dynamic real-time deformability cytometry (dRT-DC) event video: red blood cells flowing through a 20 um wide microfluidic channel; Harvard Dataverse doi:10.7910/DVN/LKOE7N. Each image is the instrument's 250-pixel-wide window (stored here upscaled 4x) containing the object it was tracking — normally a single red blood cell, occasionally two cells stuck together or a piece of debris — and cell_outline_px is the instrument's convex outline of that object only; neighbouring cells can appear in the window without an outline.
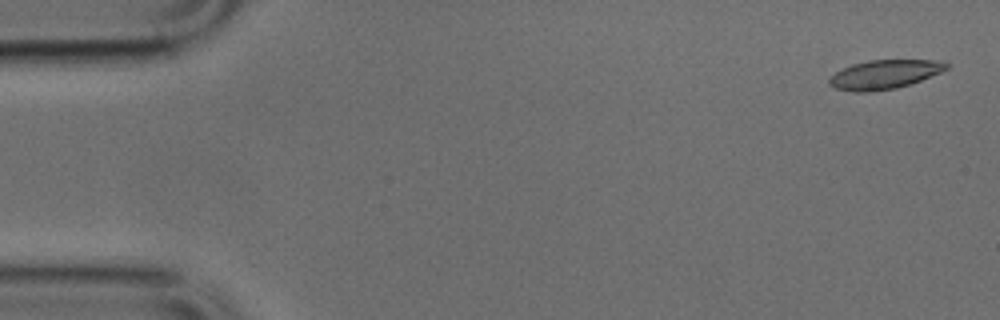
{"species": "common noctule bat (a hibernating species)", "species_latin": "Nyctalus noctula", "temperature_condition": "cold", "stored_images_in_passage": 15, "camera_frame_rate_fps": 3000, "um_per_image_px": 0.085, "animal": {"sex": "male", "body_mass_g": 17.9, "forearm_length_mm": 54.2}, "frame": {"image": 1, "passage_image": 2, "time_ms": 0.333, "image_size_px": [1000, 320], "cell_outline_px": [[948, 68], [940, 72], [920, 80], [896, 88], [872, 92], [856, 92], [836, 88], [828, 84], [828, 80], [836, 72], [852, 64], [868, 60], [944, 60], [948, 64]], "centroid_in_image_um": [75.18, 6.32], "position_along_channel_um": 9.8, "area_um2": 19.65}}
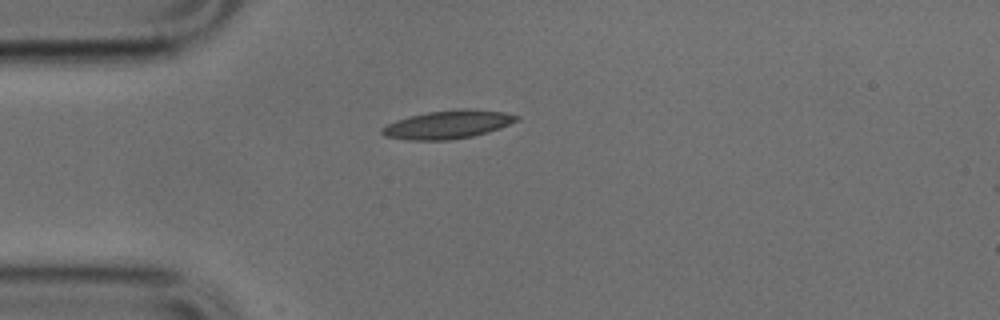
{"frame": {"image": 2, "passage_image": 13, "time_ms": 4.0, "image_size_px": [1000, 320], "cell_outline_px": [[520, 120], [500, 128], [488, 132], [472, 136], [448, 140], [408, 140], [384, 136], [380, 132], [380, 128], [396, 120], [408, 116], [428, 112], [464, 108], [504, 112], [520, 116]], "centroid_in_image_um": [38.06, 10.58], "position_along_channel_um": 46.9, "area_um2": 22.25}}